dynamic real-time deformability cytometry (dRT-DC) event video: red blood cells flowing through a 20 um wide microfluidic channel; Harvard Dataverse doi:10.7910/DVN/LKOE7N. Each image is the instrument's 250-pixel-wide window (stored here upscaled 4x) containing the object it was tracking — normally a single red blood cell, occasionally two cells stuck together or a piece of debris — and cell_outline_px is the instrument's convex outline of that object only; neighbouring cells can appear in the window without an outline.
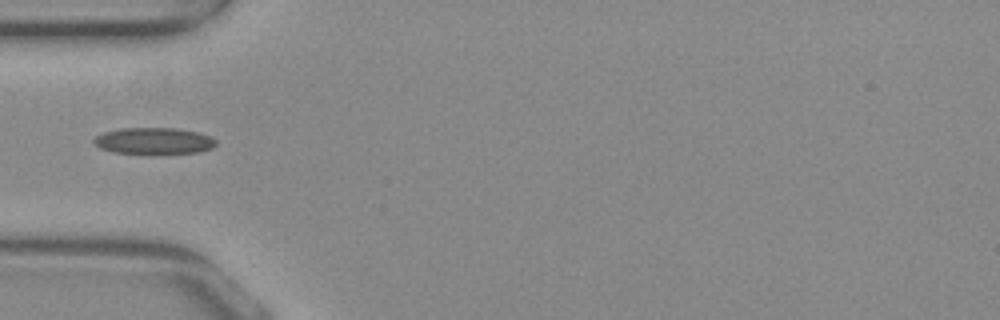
{"species": "common noctule bat (a hibernating species)", "species_latin": "Nyctalus noctula", "temperature_condition": "warm", "stored_images_in_passage": 37, "camera_frame_rate_fps": 3000, "um_per_image_px": 0.085, "animal": {"sex": "female", "body_mass_g": 29.2, "forearm_length_mm": 56.3}, "frame": {"image": 1, "passage_image": 1, "time_ms": 0.0, "image_size_px": [1000, 320], "cell_outline_px": [[216, 144], [212, 148], [200, 152], [112, 152], [100, 148], [92, 140], [96, 136], [104, 132], [120, 128], [176, 128], [196, 132], [212, 136], [216, 140]], "centroid_in_image_um": [13.09, 11.95], "position_along_channel_um": 71.9, "area_um2": 18.38}}
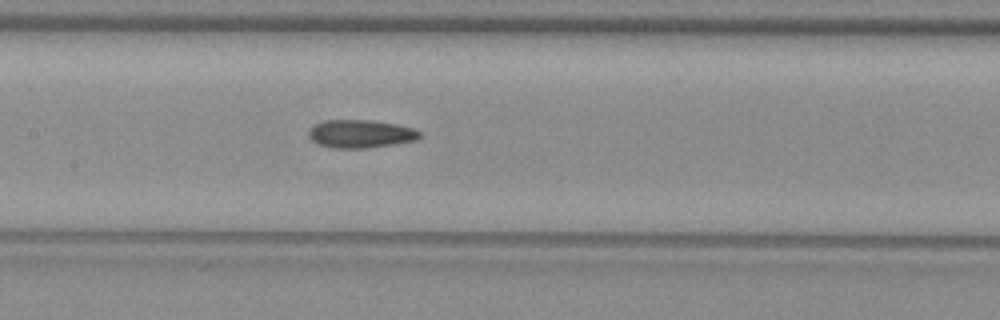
{"frame": {"image": 2, "passage_image": 9, "time_ms": 2.667, "image_size_px": [1000, 320], "cell_outline_px": [[420, 136], [416, 140], [368, 148], [332, 148], [316, 144], [308, 136], [308, 128], [324, 120], [368, 120], [396, 124], [412, 128], [420, 132]], "centroid_in_image_um": [30.59, 11.38], "position_along_channel_um": 176.8, "area_um2": 18.15}}
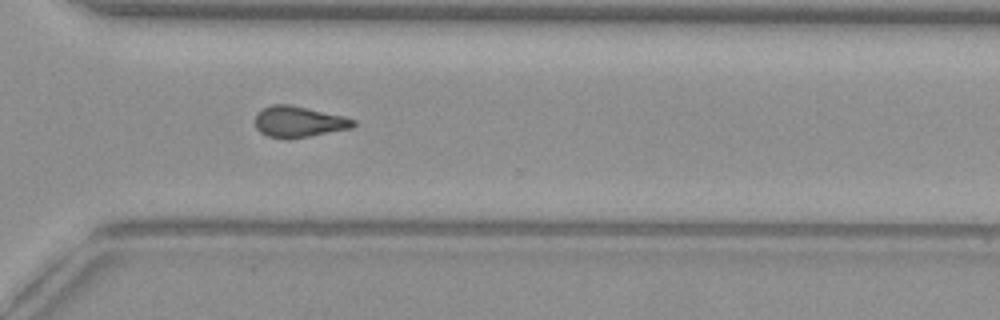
{"frame": {"image": 3, "passage_image": 22, "time_ms": 7.0, "image_size_px": [1000, 320], "cell_outline_px": [[356, 124], [352, 128], [288, 140], [268, 136], [260, 132], [256, 128], [256, 112], [272, 104], [288, 104], [344, 116], [356, 120]], "centroid_in_image_um": [25.39, 10.36], "position_along_channel_um": 345.2, "area_um2": 17.8}}